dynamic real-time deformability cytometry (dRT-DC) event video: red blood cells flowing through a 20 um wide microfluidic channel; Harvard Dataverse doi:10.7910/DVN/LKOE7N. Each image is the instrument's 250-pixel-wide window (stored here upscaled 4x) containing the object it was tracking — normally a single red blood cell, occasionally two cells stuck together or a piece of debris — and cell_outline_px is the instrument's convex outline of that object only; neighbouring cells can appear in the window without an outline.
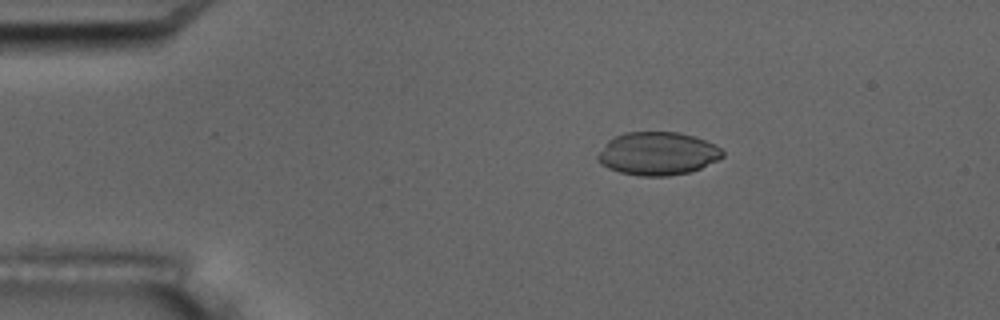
{"species": "common noctule bat (a hibernating species)", "species_latin": "Nyctalus noctula", "temperature_condition": "room temperature", "stored_images_in_passage": 6, "camera_frame_rate_fps": 3000, "um_per_image_px": 0.085, "animal": {"sex": "male", "body_mass_g": 17.5, "forearm_length_mm": 52.3}, "frame": {"image": 1, "passage_image": 4, "time_ms": 3.333, "image_size_px": [1000, 320], "cell_outline_px": [[724, 156], [700, 168], [688, 172], [668, 176], [640, 176], [620, 172], [608, 168], [600, 164], [596, 160], [596, 156], [608, 140], [624, 132], [680, 132], [716, 144], [724, 152]], "centroid_in_image_um": [55.87, 13.05], "position_along_channel_um": 29.1, "area_um2": 31.33}}